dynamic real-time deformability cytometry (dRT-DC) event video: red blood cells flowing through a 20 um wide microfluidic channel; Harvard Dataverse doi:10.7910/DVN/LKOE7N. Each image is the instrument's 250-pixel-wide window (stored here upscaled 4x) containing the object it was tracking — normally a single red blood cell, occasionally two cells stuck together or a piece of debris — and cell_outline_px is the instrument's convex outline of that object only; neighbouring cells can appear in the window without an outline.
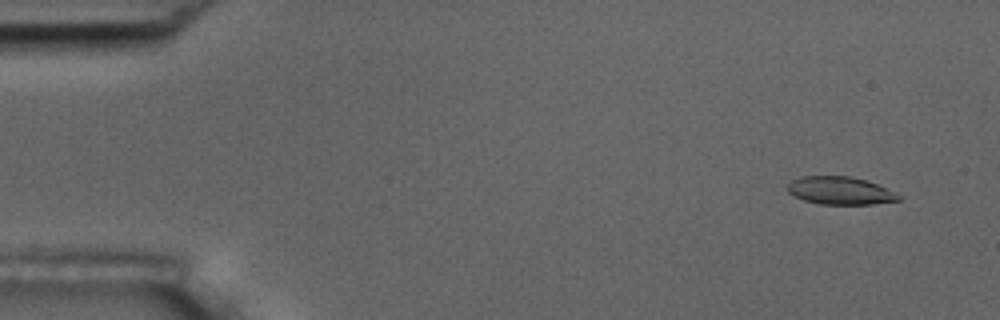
{"species": "common noctule bat (a hibernating species)", "species_latin": "Nyctalus noctula", "temperature_condition": "room temperature", "stored_images_in_passage": 4, "camera_frame_rate_fps": 3000, "um_per_image_px": 0.085, "animal": {"sex": "male", "body_mass_g": 17.5, "forearm_length_mm": 52.3}, "frame": {"image": 1, "passage_image": 1, "time_ms": 0.0, "image_size_px": [1000, 320], "cell_outline_px": [[904, 196], [900, 200], [872, 204], [820, 204], [804, 200], [788, 192], [788, 184], [792, 180], [800, 176], [852, 176], [868, 180]], "centroid_in_image_um": [71.45, 16.2], "position_along_channel_um": 13.5, "area_um2": 18.09}}
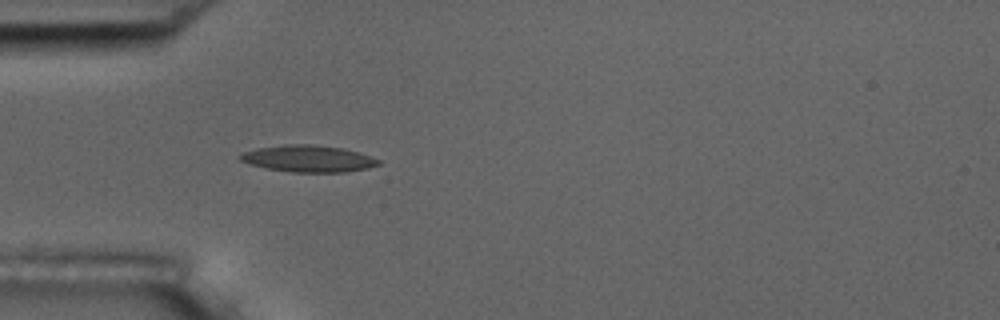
{"frame": {"image": 2, "passage_image": 4, "time_ms": 4.333, "image_size_px": [1000, 320], "cell_outline_px": [[380, 164], [368, 168], [344, 172], [292, 172], [268, 168], [248, 164], [240, 160], [236, 156], [244, 152], [256, 148], [284, 144], [312, 144], [340, 148], [356, 152], [380, 160]], "centroid_in_image_um": [26.14, 13.48], "position_along_channel_um": 58.9, "area_um2": 21.39}}